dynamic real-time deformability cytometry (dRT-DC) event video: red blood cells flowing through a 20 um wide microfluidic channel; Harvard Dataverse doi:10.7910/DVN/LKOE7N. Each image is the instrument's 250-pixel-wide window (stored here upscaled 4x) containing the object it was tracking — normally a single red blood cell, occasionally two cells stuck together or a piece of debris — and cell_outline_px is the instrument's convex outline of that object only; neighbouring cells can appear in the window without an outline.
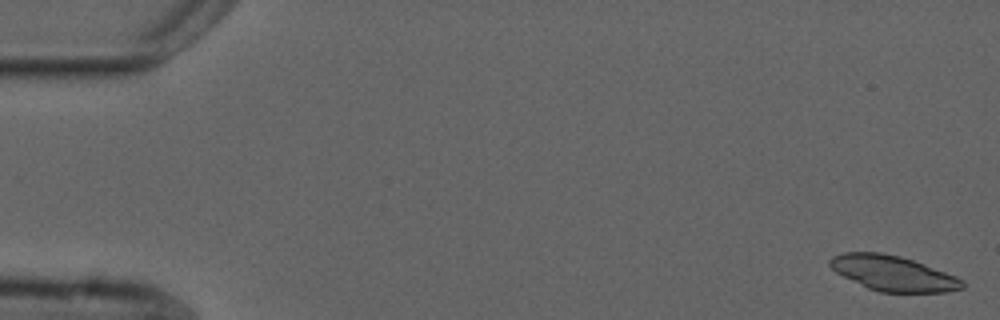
{"species": "common noctule bat (a hibernating species)", "species_latin": "Nyctalus noctula", "temperature_condition": "cold", "stored_images_in_passage": 54, "segment_of_instrument_passage": [1, 2], "camera_frame_rate_fps": 3000, "um_per_image_px": 0.085, "animal": {"sex": "male", "forearm_length_mm": 52.5}, "frame": {"image": 1, "passage_image": 1, "time_ms": 0.0, "image_size_px": [1000, 320], "cell_outline_px": [[964, 288], [948, 292], [880, 292], [868, 288], [836, 272], [828, 264], [828, 260], [832, 256], [844, 252], [880, 252], [900, 256], [924, 264], [956, 276], [964, 280]], "centroid_in_image_um": [75.91, 23.22], "position_along_channel_um": 9.1, "area_um2": 27.05}}